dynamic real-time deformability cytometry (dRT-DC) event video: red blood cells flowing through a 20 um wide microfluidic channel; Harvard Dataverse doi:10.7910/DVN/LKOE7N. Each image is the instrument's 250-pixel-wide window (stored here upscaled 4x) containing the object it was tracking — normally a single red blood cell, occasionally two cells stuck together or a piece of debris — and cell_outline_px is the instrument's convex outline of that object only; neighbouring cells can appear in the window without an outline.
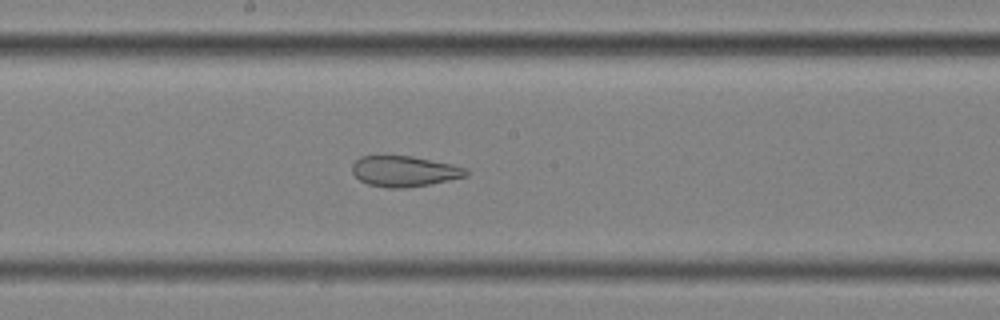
{"species": "common noctule bat (a hibernating species)", "species_latin": "Nyctalus noctula", "temperature_condition": "cold", "stored_images_in_passage": 58, "camera_frame_rate_fps": 3000, "um_per_image_px": 0.085, "animal": {"sex": "female", "body_mass_g": 25.1}, "frame": {"image": 1, "passage_image": 32, "time_ms": 10.333, "image_size_px": [1000, 320], "cell_outline_px": [[468, 176], [432, 184], [404, 188], [388, 188], [368, 184], [360, 180], [352, 172], [352, 164], [360, 156], [412, 156], [452, 164], [468, 168]], "centroid_in_image_um": [34.4, 14.56], "position_along_channel_um": 213.8, "area_um2": 20.46}}
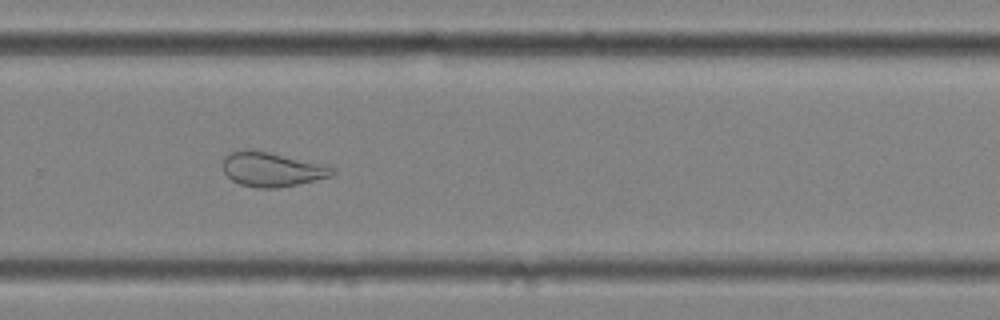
{"frame": {"image": 2, "passage_image": 40, "time_ms": 13.0, "image_size_px": [1000, 320], "cell_outline_px": [[336, 172], [332, 176], [296, 184], [276, 188], [256, 188], [240, 184], [232, 180], [224, 172], [220, 164], [224, 156], [232, 152], [244, 148], [268, 152], [324, 164], [336, 168]], "centroid_in_image_um": [23.08, 14.38], "position_along_channel_um": 306.7, "area_um2": 22.08}}
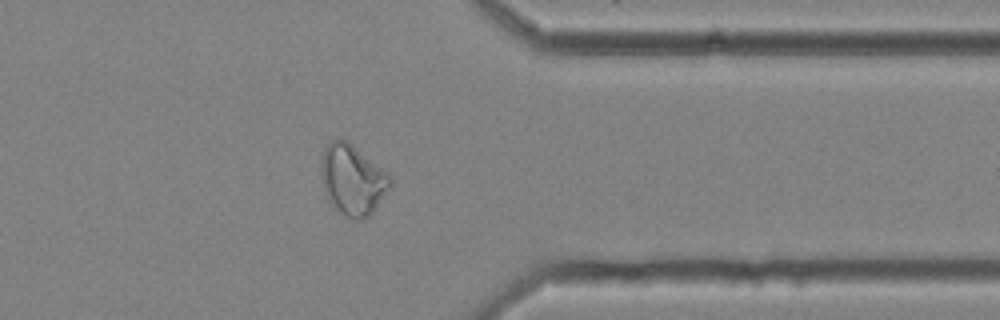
{"frame": {"image": 3, "passage_image": 47, "time_ms": 15.333, "image_size_px": [1000, 320], "cell_outline_px": [[392, 184], [372, 212], [368, 216], [360, 220], [352, 220], [344, 216], [328, 200], [324, 188], [320, 164], [324, 148], [332, 140], [344, 140], [352, 144], [388, 172], [392, 176]], "centroid_in_image_um": [29.98, 15.29], "position_along_channel_um": 381.4, "area_um2": 28.15}, "authors_computed_cell_mechanics": {"area_um2": 29.5358, "velocity_mm_per_s": 3.4907, "shape_relaxation_time_tau1_ms": null, "shape_relaxation_time_tau2_ms": 2.2117, "deformation_change_tau1": null, "deformation_change_tau2": 0.0996}}